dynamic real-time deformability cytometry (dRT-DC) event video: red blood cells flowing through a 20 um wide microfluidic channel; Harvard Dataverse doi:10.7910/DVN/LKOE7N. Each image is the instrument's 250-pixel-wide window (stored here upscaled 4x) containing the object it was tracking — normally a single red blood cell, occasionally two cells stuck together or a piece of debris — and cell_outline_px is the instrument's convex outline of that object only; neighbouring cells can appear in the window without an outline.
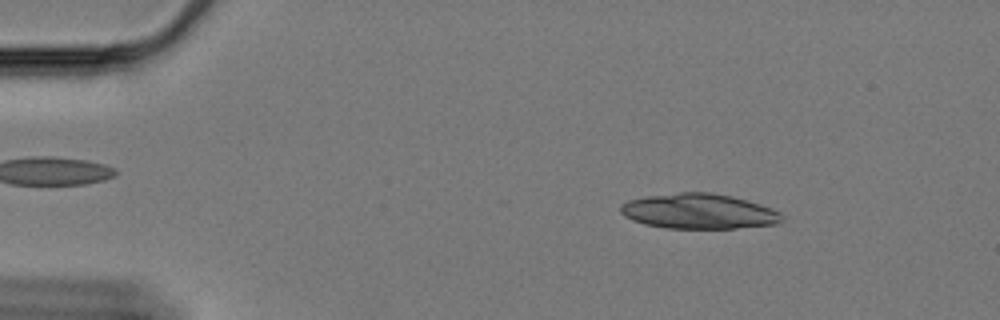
{"species": "Egyptian fruit bat (a non-hibernating species)", "species_latin": "Rousettus aegyptiacus", "temperature_condition": "cold", "stored_images_in_passage": 58, "camera_frame_rate_fps": 3000, "um_per_image_px": 0.085, "animal": {"sex": "female"}, "frame": {"image": 1, "passage_image": 8, "time_ms": 2.333, "image_size_px": [1000, 320], "cell_outline_px": [[784, 220], [776, 224], [736, 228], [668, 228], [644, 224], [632, 220], [624, 216], [620, 212], [620, 204], [628, 200], [648, 196], [680, 192], [712, 192], [732, 196], [748, 200], [772, 208], [780, 212], [784, 216]], "centroid_in_image_um": [59.42, 17.96], "position_along_channel_um": 25.6, "area_um2": 33.23}}